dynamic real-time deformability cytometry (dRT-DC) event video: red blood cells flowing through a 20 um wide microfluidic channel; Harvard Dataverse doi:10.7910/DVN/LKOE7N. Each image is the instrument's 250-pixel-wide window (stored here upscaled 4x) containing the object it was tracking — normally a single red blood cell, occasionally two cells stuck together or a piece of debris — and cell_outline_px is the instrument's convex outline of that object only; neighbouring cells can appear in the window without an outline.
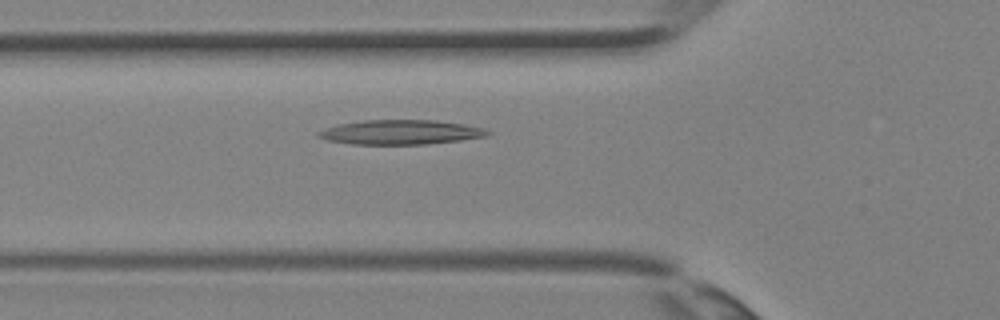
{"species": "Egyptian fruit bat (a non-hibernating species)", "species_latin": "Rousettus aegyptiacus", "temperature_condition": "room temperature", "stored_images_in_passage": 25, "camera_frame_rate_fps": 3000, "um_per_image_px": 0.085, "animal": {"sex": "female"}, "frame": {"image": 1, "passage_image": 2, "time_ms": 0.333, "image_size_px": [1000, 320], "cell_outline_px": [[492, 132], [488, 136], [460, 140], [428, 144], [352, 144], [324, 140], [316, 136], [316, 132], [324, 128], [336, 124], [364, 120], [436, 120], [464, 124], [484, 128]], "centroid_in_image_um": [34.01, 11.23], "position_along_channel_um": 91.8, "area_um2": 24.45}}
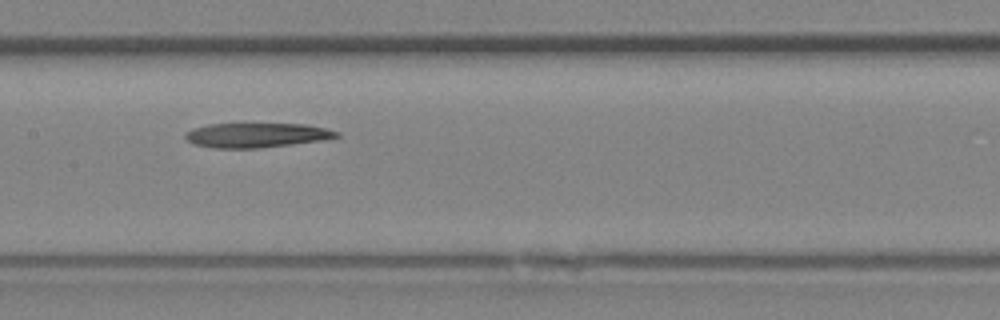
{"frame": {"image": 2, "passage_image": 7, "time_ms": 2.0, "image_size_px": [1000, 320], "cell_outline_px": [[340, 136], [324, 140], [256, 148], [212, 148], [196, 144], [188, 140], [184, 136], [184, 132], [192, 128], [208, 124], [308, 124], [340, 132]], "centroid_in_image_um": [21.8, 11.48], "position_along_channel_um": 185.6, "area_um2": 21.56}}
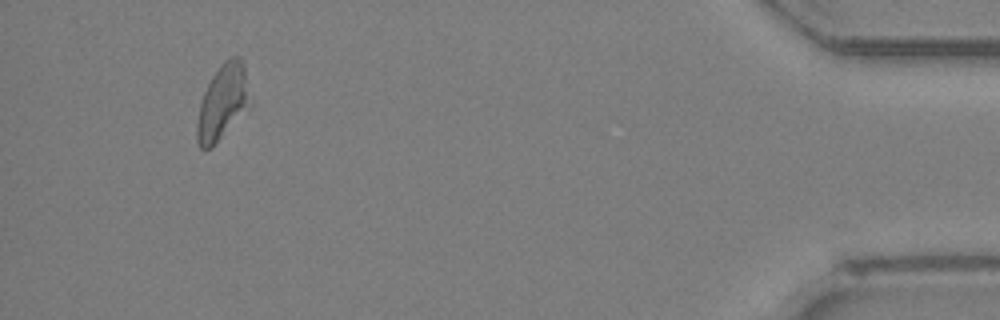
{"frame": {"image": 3, "passage_image": 23, "time_ms": 7.333, "image_size_px": [1000, 320], "cell_outline_px": [[252, 108], [212, 148], [200, 148], [196, 140], [196, 124], [200, 104], [204, 92], [212, 76], [220, 64], [224, 60], [232, 56], [240, 56], [244, 64], [252, 104]], "centroid_in_image_um": [18.97, 8.71], "position_along_channel_um": 416.2, "area_um2": 23.99}}